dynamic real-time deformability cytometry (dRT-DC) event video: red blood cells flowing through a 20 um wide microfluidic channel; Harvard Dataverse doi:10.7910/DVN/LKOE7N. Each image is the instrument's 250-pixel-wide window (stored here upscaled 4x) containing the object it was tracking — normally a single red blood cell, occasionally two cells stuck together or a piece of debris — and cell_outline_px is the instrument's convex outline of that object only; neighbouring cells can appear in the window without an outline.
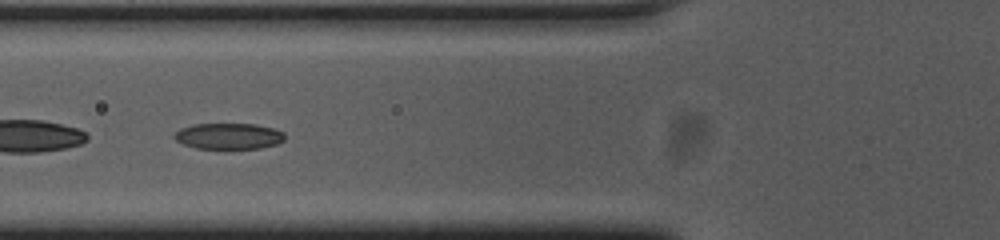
{"species": "common noctule bat (a hibernating species)", "species_latin": "Nyctalus noctula", "temperature_condition": "cold", "stored_images_in_passage": 55, "segment_of_instrument_passage": [2, 2], "camera_frame_rate_fps": 3000, "um_per_image_px": 0.085, "animal": {"sex": "female", "body_mass_g": 23.0, "forearm_length_mm": 53.4}, "frame": {"image": 1, "passage_image": 21, "time_ms": 6.667, "image_size_px": [1000, 240], "cell_outline_px": [[284, 140], [276, 144], [260, 148], [196, 148], [184, 144], [176, 140], [172, 136], [180, 128], [192, 124], [256, 124], [272, 128], [284, 132]], "centroid_in_image_um": [19.42, 11.56], "position_along_channel_um": 106.4, "area_um2": 16.65}}
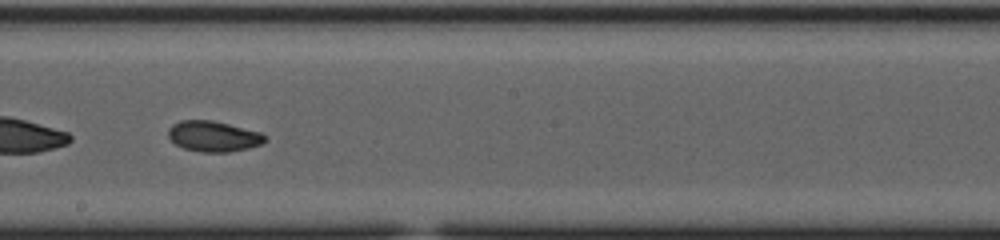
{"frame": {"image": 2, "passage_image": 31, "time_ms": 10.0, "image_size_px": [1000, 240], "cell_outline_px": [[264, 140], [260, 144], [248, 148], [228, 152], [200, 152], [184, 148], [176, 144], [168, 136], [168, 128], [172, 124], [180, 120], [212, 120], [260, 132], [264, 136]], "centroid_in_image_um": [18.08, 11.58], "position_along_channel_um": 230.1, "area_um2": 17.05}}
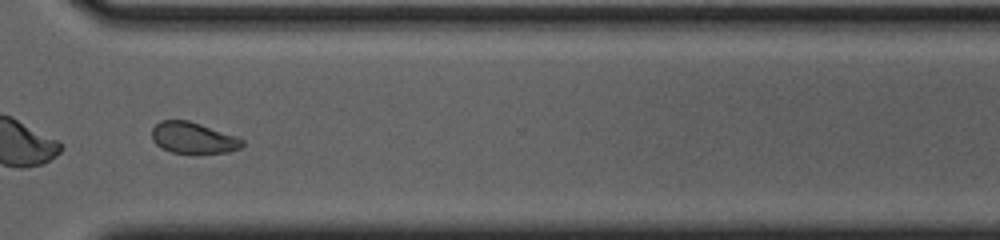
{"frame": {"image": 3, "passage_image": 41, "time_ms": 13.333, "image_size_px": [1000, 240], "cell_outline_px": [[244, 144], [240, 148], [228, 152], [172, 152], [160, 148], [152, 140], [152, 128], [160, 120], [188, 120], [236, 136], [244, 140]], "centroid_in_image_um": [16.39, 11.7], "position_along_channel_um": 354.2, "area_um2": 16.24}}